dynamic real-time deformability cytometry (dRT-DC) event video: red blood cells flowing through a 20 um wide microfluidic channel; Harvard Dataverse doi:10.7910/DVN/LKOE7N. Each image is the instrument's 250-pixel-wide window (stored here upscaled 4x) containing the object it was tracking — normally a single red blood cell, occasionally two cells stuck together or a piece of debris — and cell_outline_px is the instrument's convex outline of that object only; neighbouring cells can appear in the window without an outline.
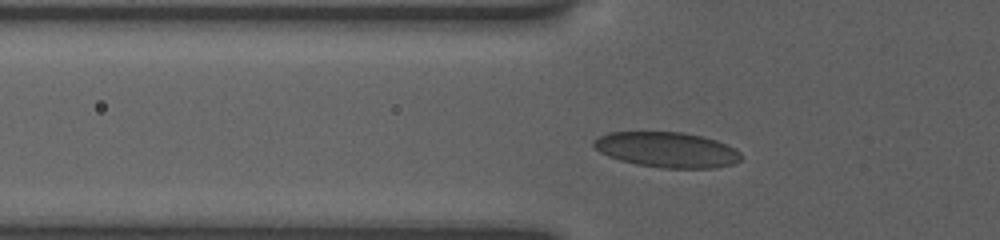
{"species": "human", "species_latin": "Homo sapiens", "temperature_condition": "room temperature", "stored_images_in_passage": 14, "camera_frame_rate_fps": 3000, "um_per_image_px": 0.085, "donor": {"sex": "female"}, "frame": {"image": 1, "passage_image": 5, "time_ms": 2.0, "image_size_px": [1000, 240], "cell_outline_px": [[744, 156], [740, 160], [732, 164], [712, 168], [660, 168], [636, 164], [620, 160], [608, 156], [600, 152], [592, 144], [592, 140], [608, 132], [680, 132], [704, 136], [716, 140], [736, 148]], "centroid_in_image_um": [56.7, 12.73], "position_along_channel_um": 69.1, "area_um2": 30.52}}
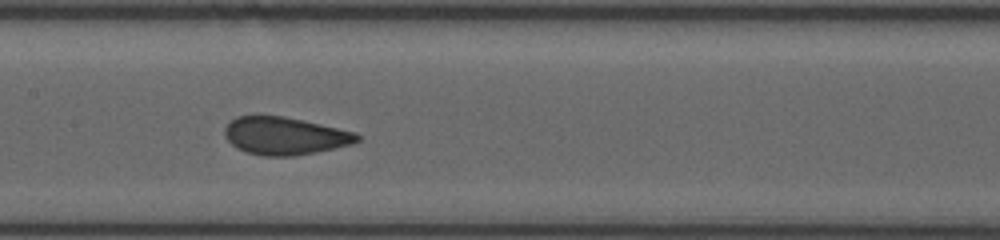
{"frame": {"image": 2, "passage_image": 10, "time_ms": 5.0, "image_size_px": [1000, 240], "cell_outline_px": [[360, 140], [352, 144], [316, 152], [296, 156], [264, 156], [248, 152], [236, 148], [224, 136], [224, 128], [236, 116], [284, 116], [356, 132], [360, 136]], "centroid_in_image_um": [24.21, 11.55], "position_along_channel_um": 183.2, "area_um2": 28.96}}
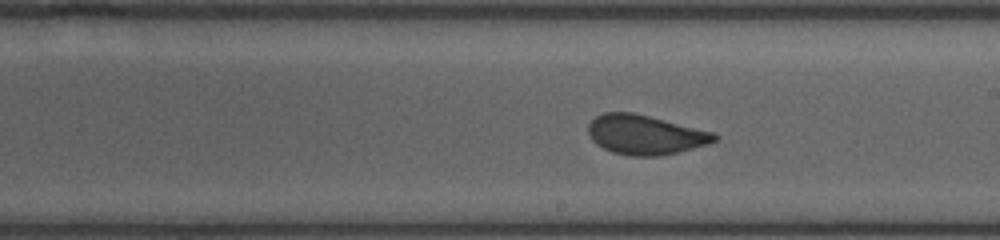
{"frame": {"image": 3, "passage_image": 13, "time_ms": 6.333, "image_size_px": [1000, 240], "cell_outline_px": [[720, 140], [708, 144], [660, 156], [628, 156], [612, 152], [596, 144], [588, 136], [588, 124], [596, 116], [604, 112], [632, 112], [712, 132], [720, 136]], "centroid_in_image_um": [54.82, 11.46], "position_along_channel_um": 234.2, "area_um2": 28.96}}